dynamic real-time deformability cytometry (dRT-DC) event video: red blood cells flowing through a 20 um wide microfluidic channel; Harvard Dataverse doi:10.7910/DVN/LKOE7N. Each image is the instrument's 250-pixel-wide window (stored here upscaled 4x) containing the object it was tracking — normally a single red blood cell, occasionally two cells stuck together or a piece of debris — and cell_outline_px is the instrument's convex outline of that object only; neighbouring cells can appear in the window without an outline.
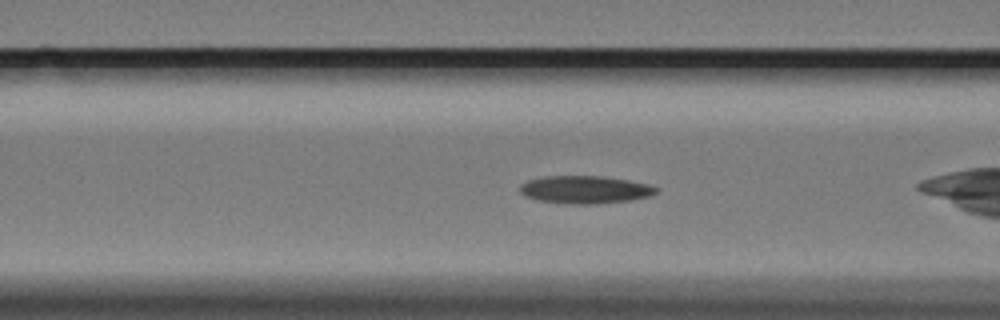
{"species": "Egyptian fruit bat (a non-hibernating species)", "species_latin": "Rousettus aegyptiacus", "temperature_condition": "cold", "stored_images_in_passage": 40, "camera_frame_rate_fps": 3000, "um_per_image_px": 0.085, "animal": {"sex": "female"}, "frame": {"image": 1, "passage_image": 6, "time_ms": 1.667, "image_size_px": [1000, 320], "cell_outline_px": [[660, 188], [652, 196], [628, 200], [600, 204], [568, 204], [536, 200], [524, 196], [520, 192], [520, 184], [528, 180], [544, 176], [600, 176], [628, 180], [652, 184]], "centroid_in_image_um": [49.74, 16.12], "position_along_channel_um": 116.9, "area_um2": 22.31}}
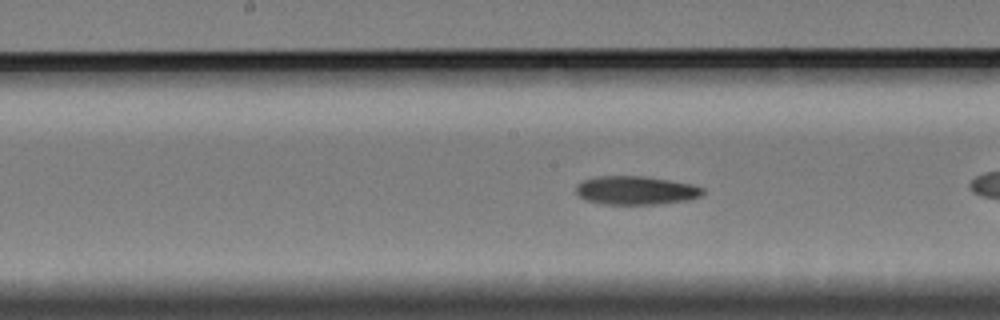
{"frame": {"image": 2, "passage_image": 13, "time_ms": 4.0, "image_size_px": [1000, 320], "cell_outline_px": [[704, 196], [688, 200], [660, 204], [604, 204], [584, 200], [576, 196], [576, 184], [584, 180], [596, 176], [644, 176], [692, 184], [704, 188]], "centroid_in_image_um": [54.04, 16.19], "position_along_channel_um": 194.2, "area_um2": 21.39}}
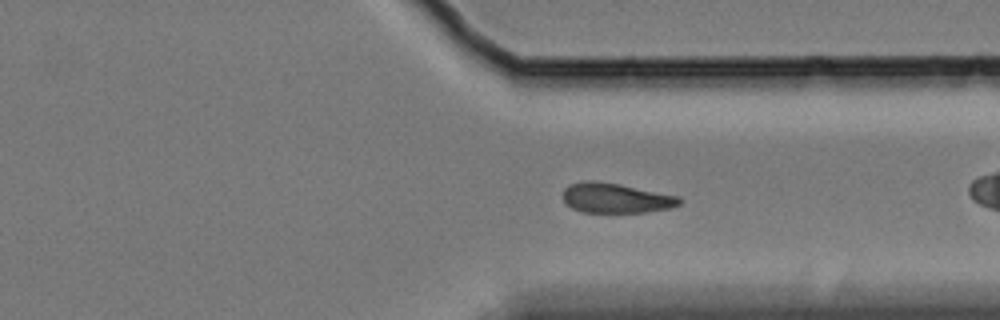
{"frame": {"image": 3, "passage_image": 28, "time_ms": 9.0, "image_size_px": [1000, 320], "cell_outline_px": [[684, 200], [680, 204], [668, 208], [648, 212], [580, 212], [572, 208], [564, 200], [564, 188], [568, 184], [588, 180], [592, 180], [620, 184], [680, 196]], "centroid_in_image_um": [52.37, 16.83], "position_along_channel_um": 359.0, "area_um2": 20.35}}